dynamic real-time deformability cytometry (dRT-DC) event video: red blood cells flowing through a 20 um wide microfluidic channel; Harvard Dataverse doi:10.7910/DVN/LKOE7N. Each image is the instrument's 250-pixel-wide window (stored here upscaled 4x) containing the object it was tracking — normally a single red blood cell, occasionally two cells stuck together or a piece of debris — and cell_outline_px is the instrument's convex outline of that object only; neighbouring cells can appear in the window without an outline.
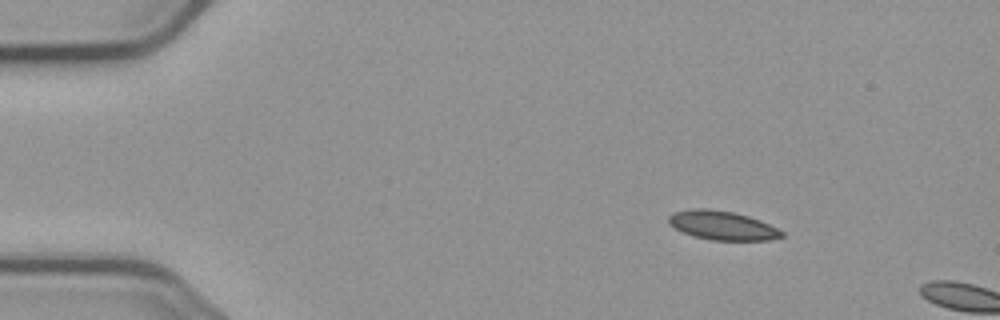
{"species": "common noctule bat (a hibernating species)", "species_latin": "Nyctalus noctula", "temperature_condition": "cold", "stored_images_in_passage": 3, "camera_frame_rate_fps": 3000, "um_per_image_px": 0.085, "animal": {"sex": "male", "body_mass_g": 23.1, "forearm_length_mm": 52.7}, "frame": {"image": 1, "passage_image": 2, "time_ms": 1.333, "image_size_px": [1000, 320], "cell_outline_px": [[784, 236], [768, 240], [712, 240], [692, 236], [668, 224], [668, 216], [672, 212], [692, 208], [708, 208], [732, 212], [748, 216], [760, 220], [784, 232]], "centroid_in_image_um": [61.36, 19.15], "position_along_channel_um": 23.6, "area_um2": 19.07}}